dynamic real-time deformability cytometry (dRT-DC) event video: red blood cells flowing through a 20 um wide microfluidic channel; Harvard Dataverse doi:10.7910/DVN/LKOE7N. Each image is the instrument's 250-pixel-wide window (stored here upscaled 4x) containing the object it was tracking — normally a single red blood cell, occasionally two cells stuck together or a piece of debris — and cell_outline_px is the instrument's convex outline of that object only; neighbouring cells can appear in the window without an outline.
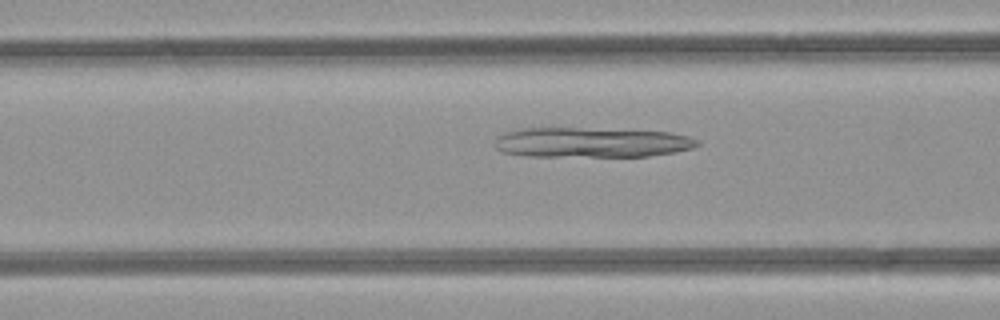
{"species": "common noctule bat (a hibernating species)", "species_latin": "Nyctalus noctula", "temperature_condition": "room temperature", "stored_images_in_passage": 50, "segment_of_instrument_passage": [1, 2], "camera_frame_rate_fps": 3000, "um_per_image_px": 0.085, "animal": {"sex": "female", "body_mass_g": 21.9}, "frame": {"image": 1, "passage_image": 19, "time_ms": 6.0, "image_size_px": [1000, 320], "cell_outline_px": [[700, 144], [692, 148], [676, 152], [648, 156], [528, 156], [504, 152], [496, 148], [496, 136], [504, 132], [520, 128], [580, 128], [672, 132], [688, 136], [700, 140]], "centroid_in_image_um": [50.29, 12.1], "position_along_channel_um": 116.3, "area_um2": 35.43}}
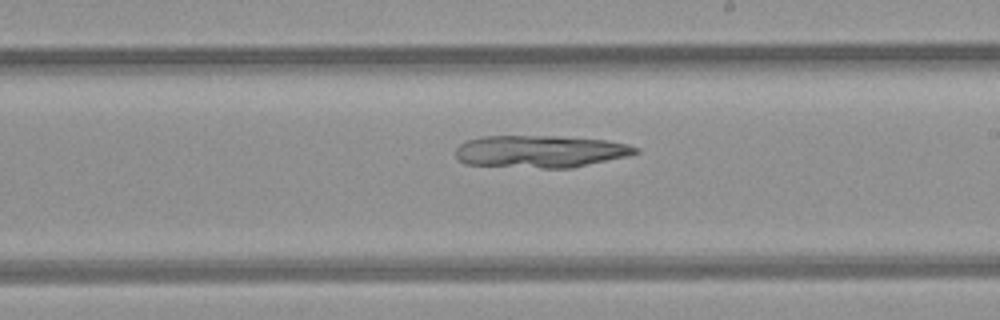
{"frame": {"image": 2, "passage_image": 28, "time_ms": 9.0, "image_size_px": [1000, 320], "cell_outline_px": [[640, 152], [628, 156], [572, 168], [540, 168], [464, 164], [456, 156], [456, 148], [460, 144], [468, 140], [480, 136], [556, 136], [604, 140], [628, 144], [640, 148]], "centroid_in_image_um": [45.94, 12.87], "position_along_channel_um": 243.1, "area_um2": 33.93}}
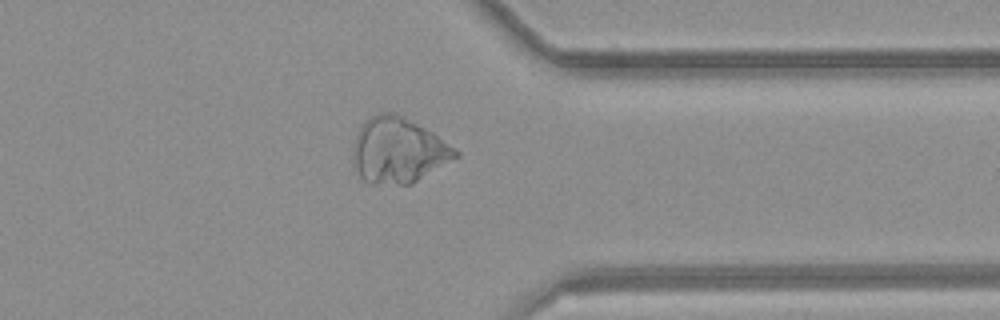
{"frame": {"image": 3, "passage_image": 38, "time_ms": 12.333, "image_size_px": [1000, 320], "cell_outline_px": [[460, 156], [412, 184], [372, 184], [360, 180], [356, 168], [356, 136], [360, 124], [364, 120], [380, 112], [396, 112], [432, 132], [456, 148], [460, 152]], "centroid_in_image_um": [33.89, 12.78], "position_along_channel_um": 377.5, "area_um2": 38.96}}